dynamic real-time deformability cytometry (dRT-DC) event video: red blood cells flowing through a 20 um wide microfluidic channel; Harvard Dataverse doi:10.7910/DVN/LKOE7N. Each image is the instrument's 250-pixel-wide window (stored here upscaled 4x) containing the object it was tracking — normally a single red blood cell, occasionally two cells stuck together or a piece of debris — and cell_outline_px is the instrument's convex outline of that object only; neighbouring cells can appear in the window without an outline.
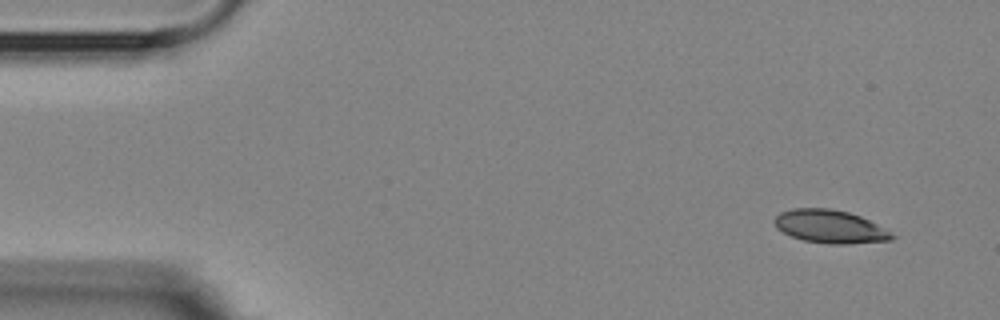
{"species": "Egyptian fruit bat (a non-hibernating species)", "species_latin": "Rousettus aegyptiacus", "temperature_condition": "room temperature", "stored_images_in_passage": 4, "camera_frame_rate_fps": 3000, "um_per_image_px": 0.085, "animal": {"sex": "female"}, "frame": {"image": 1, "passage_image": 1, "time_ms": 0.0, "image_size_px": [1000, 320], "cell_outline_px": [[896, 236], [892, 240], [848, 244], [828, 244], [804, 240], [792, 236], [776, 228], [772, 220], [780, 212], [792, 208], [828, 208], [848, 212], [860, 216], [876, 224]], "centroid_in_image_um": [70.52, 19.25], "position_along_channel_um": 14.5, "area_um2": 22.6}}
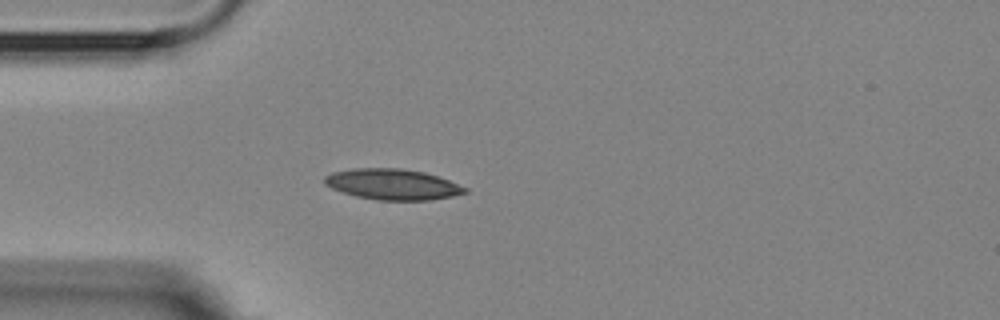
{"frame": {"image": 2, "passage_image": 4, "time_ms": 3.667, "image_size_px": [1000, 320], "cell_outline_px": [[468, 192], [452, 196], [432, 200], [376, 200], [356, 196], [332, 188], [324, 184], [324, 176], [332, 172], [352, 168], [400, 168], [424, 172], [448, 180], [468, 188]], "centroid_in_image_um": [33.36, 15.66], "position_along_channel_um": 51.6, "area_um2": 25.14}}